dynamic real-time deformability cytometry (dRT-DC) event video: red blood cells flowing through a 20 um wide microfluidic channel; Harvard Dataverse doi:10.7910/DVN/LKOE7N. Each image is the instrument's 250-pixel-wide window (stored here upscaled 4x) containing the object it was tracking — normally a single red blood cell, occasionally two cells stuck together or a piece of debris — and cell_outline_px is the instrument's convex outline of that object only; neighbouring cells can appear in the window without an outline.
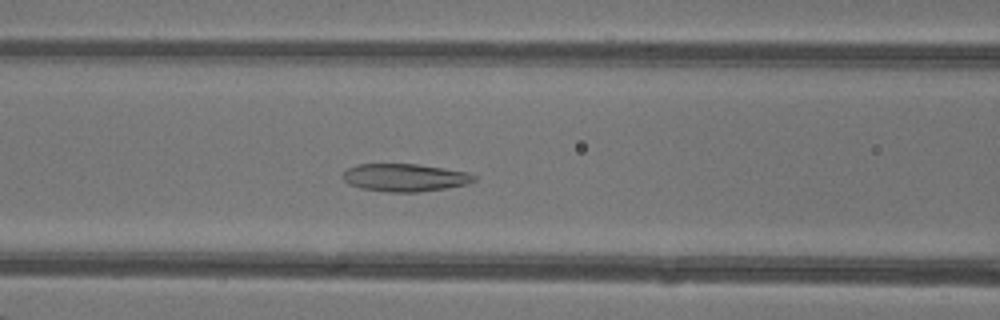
{"species": "common noctule bat (a hibernating species)", "species_latin": "Nyctalus noctula", "temperature_condition": "warm", "stored_images_in_passage": 46, "camera_frame_rate_fps": 3000, "um_per_image_px": 0.085, "animal": {"sex": "female"}, "frame": {"image": 1, "passage_image": 19, "time_ms": 6.0, "image_size_px": [1000, 320], "cell_outline_px": [[476, 180], [468, 184], [420, 192], [388, 192], [360, 188], [348, 184], [340, 176], [348, 168], [356, 164], [416, 164], [468, 172], [476, 176]], "centroid_in_image_um": [34.38, 15.09], "position_along_channel_um": 132.2, "area_um2": 21.27}}
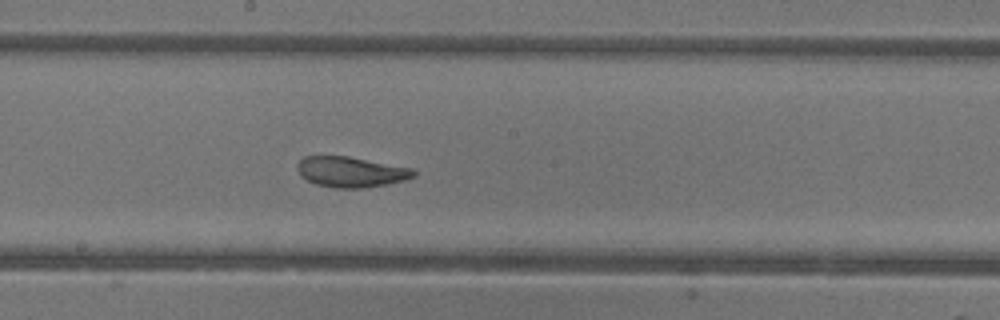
{"frame": {"image": 2, "passage_image": 25, "time_ms": 8.0, "image_size_px": [1000, 320], "cell_outline_px": [[416, 176], [404, 180], [388, 184], [364, 188], [336, 188], [316, 184], [300, 176], [296, 168], [296, 164], [304, 156], [348, 156], [416, 168]], "centroid_in_image_um": [29.86, 14.61], "position_along_channel_um": 218.3, "area_um2": 20.98}}
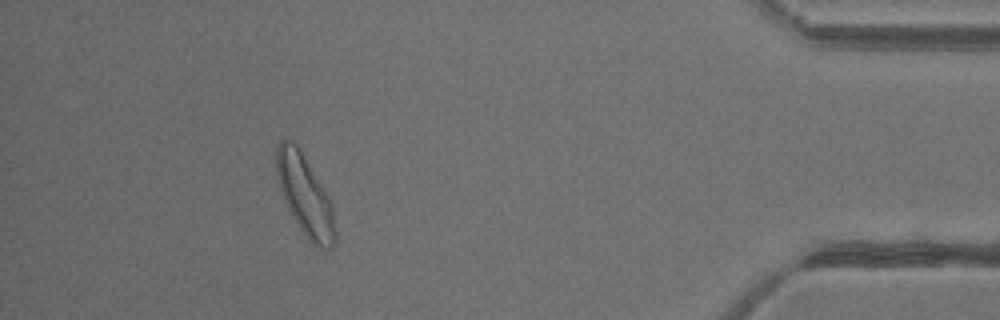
{"frame": {"image": 3, "passage_image": 42, "time_ms": 13.667, "image_size_px": [1000, 320], "cell_outline_px": [[336, 240], [332, 248], [324, 248], [312, 244], [300, 228], [288, 208], [280, 188], [276, 172], [276, 144], [280, 140], [292, 140], [296, 144], [328, 196], [332, 204], [336, 232]], "centroid_in_image_um": [25.92, 16.61], "position_along_channel_um": 409.3, "area_um2": 26.99}, "authors_computed_cell_mechanics": {"area_um2": 24.0448, "velocity_mm_per_s": 4.3093, "shape_relaxation_time_tau1_ms": 3.555, "shape_relaxation_time_tau2_ms": 1.2474, "deformation_change_tau1": 0.1176, "deformation_change_tau2": 0.0722}}